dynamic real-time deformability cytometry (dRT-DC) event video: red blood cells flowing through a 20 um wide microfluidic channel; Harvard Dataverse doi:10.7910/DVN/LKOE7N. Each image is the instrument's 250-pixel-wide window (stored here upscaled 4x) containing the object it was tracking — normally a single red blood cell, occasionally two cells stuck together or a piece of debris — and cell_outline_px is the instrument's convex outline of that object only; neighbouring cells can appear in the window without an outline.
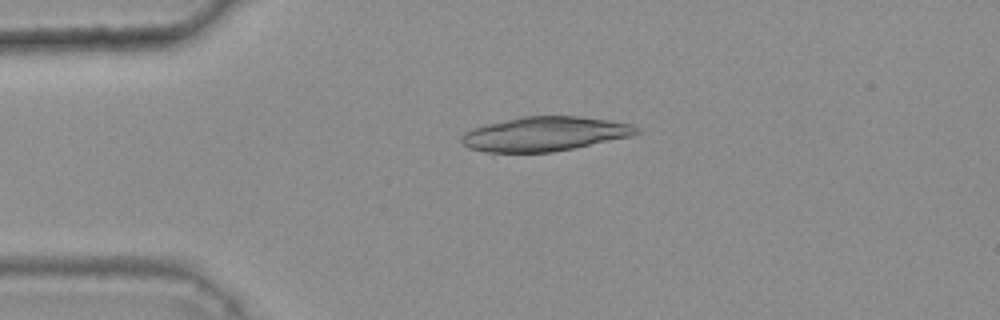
{"species": "common noctule bat (a hibernating species)", "species_latin": "Nyctalus noctula", "temperature_condition": "warm", "stored_images_in_passage": 37, "camera_frame_rate_fps": 3000, "um_per_image_px": 0.085, "animal": {"sex": "female", "body_mass_g": 25.1}, "frame": {"image": 1, "passage_image": 2, "time_ms": 0.333, "image_size_px": [1000, 320], "cell_outline_px": [[644, 132], [632, 136], [552, 152], [492, 156], [468, 148], [460, 140], [460, 136], [464, 132], [472, 128], [484, 124], [520, 116], [580, 116], [636, 124]], "centroid_in_image_um": [46.22, 11.42], "position_along_channel_um": 38.8, "area_um2": 36.53}}